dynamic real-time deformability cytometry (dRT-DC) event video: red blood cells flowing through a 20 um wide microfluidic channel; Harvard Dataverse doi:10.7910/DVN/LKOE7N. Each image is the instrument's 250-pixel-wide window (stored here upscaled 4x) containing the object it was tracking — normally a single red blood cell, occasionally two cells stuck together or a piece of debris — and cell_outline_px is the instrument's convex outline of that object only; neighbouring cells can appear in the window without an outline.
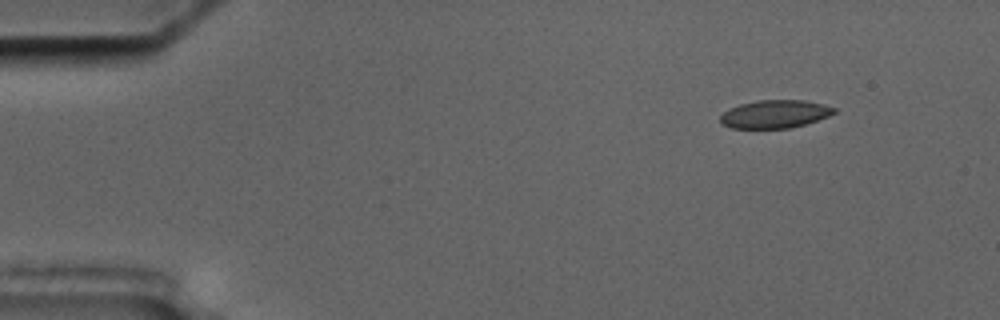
{"species": "common noctule bat (a hibernating species)", "species_latin": "Nyctalus noctula", "temperature_condition": "cold", "stored_images_in_passage": 4, "camera_frame_rate_fps": 3000, "um_per_image_px": 0.085, "animal": {"sex": "male", "body_mass_g": 17.5, "forearm_length_mm": 52.3}, "frame": {"image": 1, "passage_image": 1, "time_ms": 0.0, "image_size_px": [1000, 320], "cell_outline_px": [[836, 112], [828, 116], [804, 124], [788, 128], [732, 128], [720, 124], [720, 116], [724, 112], [740, 104], [756, 100], [804, 100], [824, 104], [836, 108]], "centroid_in_image_um": [65.86, 9.69], "position_along_channel_um": 19.1, "area_um2": 18.5}}
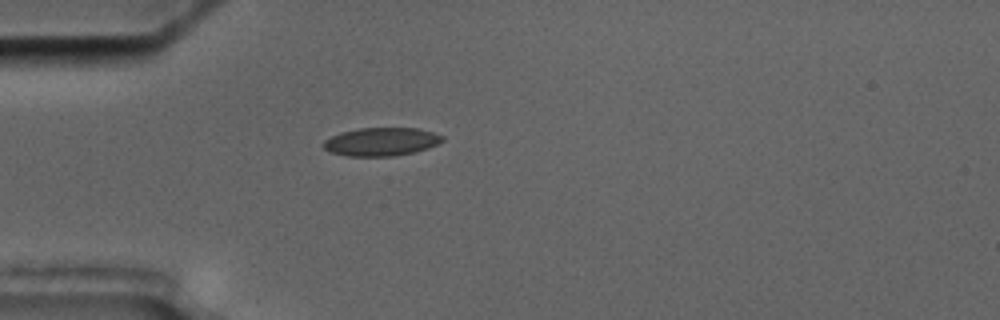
{"frame": {"image": 2, "passage_image": 4, "time_ms": 3.333, "image_size_px": [1000, 320], "cell_outline_px": [[444, 140], [428, 148], [412, 152], [392, 156], [348, 156], [332, 152], [324, 148], [324, 140], [340, 132], [360, 128], [416, 128], [432, 132], [444, 136]], "centroid_in_image_um": [32.41, 12.04], "position_along_channel_um": 52.6, "area_um2": 19.36}}